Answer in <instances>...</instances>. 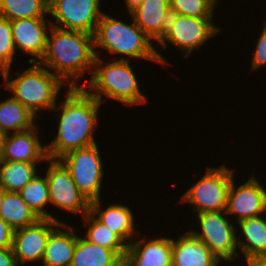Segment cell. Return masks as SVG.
Segmentation results:
<instances>
[{
    "label": "cell",
    "instance_id": "obj_1",
    "mask_svg": "<svg viewBox=\"0 0 266 266\" xmlns=\"http://www.w3.org/2000/svg\"><path fill=\"white\" fill-rule=\"evenodd\" d=\"M63 101L52 109L58 112L55 138L46 144L48 159L58 160L66 153L96 144L95 129L99 124L101 102L83 87L66 88ZM59 105V106H57Z\"/></svg>",
    "mask_w": 266,
    "mask_h": 266
},
{
    "label": "cell",
    "instance_id": "obj_2",
    "mask_svg": "<svg viewBox=\"0 0 266 266\" xmlns=\"http://www.w3.org/2000/svg\"><path fill=\"white\" fill-rule=\"evenodd\" d=\"M95 58L92 34L51 26L46 52L39 63L72 88L80 87L77 81L84 74L92 75Z\"/></svg>",
    "mask_w": 266,
    "mask_h": 266
},
{
    "label": "cell",
    "instance_id": "obj_3",
    "mask_svg": "<svg viewBox=\"0 0 266 266\" xmlns=\"http://www.w3.org/2000/svg\"><path fill=\"white\" fill-rule=\"evenodd\" d=\"M130 16L132 23L127 24L104 12L93 35L96 57H99L104 49L117 57L121 56L120 58L116 57V60H130L128 58L136 60L138 58L139 60L142 58L160 63L164 68L168 61L158 52L153 41L138 27L131 14ZM96 48L101 50L96 51Z\"/></svg>",
    "mask_w": 266,
    "mask_h": 266
},
{
    "label": "cell",
    "instance_id": "obj_4",
    "mask_svg": "<svg viewBox=\"0 0 266 266\" xmlns=\"http://www.w3.org/2000/svg\"><path fill=\"white\" fill-rule=\"evenodd\" d=\"M105 62L100 56L96 57L91 78L85 80L88 82L80 84V87L101 103L109 98L122 103L125 107H132L148 101V97L142 93L130 60L114 59Z\"/></svg>",
    "mask_w": 266,
    "mask_h": 266
},
{
    "label": "cell",
    "instance_id": "obj_5",
    "mask_svg": "<svg viewBox=\"0 0 266 266\" xmlns=\"http://www.w3.org/2000/svg\"><path fill=\"white\" fill-rule=\"evenodd\" d=\"M29 68L17 73L13 77L11 68L3 70L0 75L4 77V89L13 92L11 95L21 102L37 118L40 110L52 109L59 100V93L67 86L58 76L51 73L39 62L29 63Z\"/></svg>",
    "mask_w": 266,
    "mask_h": 266
},
{
    "label": "cell",
    "instance_id": "obj_6",
    "mask_svg": "<svg viewBox=\"0 0 266 266\" xmlns=\"http://www.w3.org/2000/svg\"><path fill=\"white\" fill-rule=\"evenodd\" d=\"M235 169L222 164L206 167L205 174L180 196L182 203H191L194 212L226 211L228 192Z\"/></svg>",
    "mask_w": 266,
    "mask_h": 266
},
{
    "label": "cell",
    "instance_id": "obj_7",
    "mask_svg": "<svg viewBox=\"0 0 266 266\" xmlns=\"http://www.w3.org/2000/svg\"><path fill=\"white\" fill-rule=\"evenodd\" d=\"M196 217L200 231L189 230L206 244L221 262L231 263L238 259V256L242 257L237 247V222L235 225L230 222L226 211L197 213Z\"/></svg>",
    "mask_w": 266,
    "mask_h": 266
},
{
    "label": "cell",
    "instance_id": "obj_8",
    "mask_svg": "<svg viewBox=\"0 0 266 266\" xmlns=\"http://www.w3.org/2000/svg\"><path fill=\"white\" fill-rule=\"evenodd\" d=\"M99 144L70 151L58 160L70 172L80 192L91 203L101 199L103 168Z\"/></svg>",
    "mask_w": 266,
    "mask_h": 266
},
{
    "label": "cell",
    "instance_id": "obj_9",
    "mask_svg": "<svg viewBox=\"0 0 266 266\" xmlns=\"http://www.w3.org/2000/svg\"><path fill=\"white\" fill-rule=\"evenodd\" d=\"M213 18H193L171 14L165 35L156 47L167 48L169 42L183 51V57H189L193 51L206 44V41L221 32Z\"/></svg>",
    "mask_w": 266,
    "mask_h": 266
},
{
    "label": "cell",
    "instance_id": "obj_10",
    "mask_svg": "<svg viewBox=\"0 0 266 266\" xmlns=\"http://www.w3.org/2000/svg\"><path fill=\"white\" fill-rule=\"evenodd\" d=\"M101 0H49L48 14L51 25L57 28L94 35L104 14Z\"/></svg>",
    "mask_w": 266,
    "mask_h": 266
},
{
    "label": "cell",
    "instance_id": "obj_11",
    "mask_svg": "<svg viewBox=\"0 0 266 266\" xmlns=\"http://www.w3.org/2000/svg\"><path fill=\"white\" fill-rule=\"evenodd\" d=\"M46 171L50 204L83 217L90 212V202L76 186L70 172L59 160L48 159Z\"/></svg>",
    "mask_w": 266,
    "mask_h": 266
},
{
    "label": "cell",
    "instance_id": "obj_12",
    "mask_svg": "<svg viewBox=\"0 0 266 266\" xmlns=\"http://www.w3.org/2000/svg\"><path fill=\"white\" fill-rule=\"evenodd\" d=\"M62 222L39 219L36 223L14 230L12 250L18 266L41 262L50 234Z\"/></svg>",
    "mask_w": 266,
    "mask_h": 266
},
{
    "label": "cell",
    "instance_id": "obj_13",
    "mask_svg": "<svg viewBox=\"0 0 266 266\" xmlns=\"http://www.w3.org/2000/svg\"><path fill=\"white\" fill-rule=\"evenodd\" d=\"M253 175L243 184L232 179L227 199L226 214L234 215L237 222L266 214V188Z\"/></svg>",
    "mask_w": 266,
    "mask_h": 266
},
{
    "label": "cell",
    "instance_id": "obj_14",
    "mask_svg": "<svg viewBox=\"0 0 266 266\" xmlns=\"http://www.w3.org/2000/svg\"><path fill=\"white\" fill-rule=\"evenodd\" d=\"M10 23L16 52L18 49L32 55L28 63L40 62L46 52L47 36L52 26L49 18L16 19Z\"/></svg>",
    "mask_w": 266,
    "mask_h": 266
},
{
    "label": "cell",
    "instance_id": "obj_15",
    "mask_svg": "<svg viewBox=\"0 0 266 266\" xmlns=\"http://www.w3.org/2000/svg\"><path fill=\"white\" fill-rule=\"evenodd\" d=\"M135 237L127 246L125 261L130 266H172V239ZM148 239V240H147ZM138 240V241H137Z\"/></svg>",
    "mask_w": 266,
    "mask_h": 266
},
{
    "label": "cell",
    "instance_id": "obj_16",
    "mask_svg": "<svg viewBox=\"0 0 266 266\" xmlns=\"http://www.w3.org/2000/svg\"><path fill=\"white\" fill-rule=\"evenodd\" d=\"M37 124L28 130L7 135L0 160L41 163L48 160L46 145L41 143Z\"/></svg>",
    "mask_w": 266,
    "mask_h": 266
},
{
    "label": "cell",
    "instance_id": "obj_17",
    "mask_svg": "<svg viewBox=\"0 0 266 266\" xmlns=\"http://www.w3.org/2000/svg\"><path fill=\"white\" fill-rule=\"evenodd\" d=\"M172 238V266H219L222 264L211 250L191 231Z\"/></svg>",
    "mask_w": 266,
    "mask_h": 266
},
{
    "label": "cell",
    "instance_id": "obj_18",
    "mask_svg": "<svg viewBox=\"0 0 266 266\" xmlns=\"http://www.w3.org/2000/svg\"><path fill=\"white\" fill-rule=\"evenodd\" d=\"M102 199L90 203V213L102 224L117 233L128 245L139 235L131 208L127 205L111 204L102 209ZM136 225V228L134 227Z\"/></svg>",
    "mask_w": 266,
    "mask_h": 266
},
{
    "label": "cell",
    "instance_id": "obj_19",
    "mask_svg": "<svg viewBox=\"0 0 266 266\" xmlns=\"http://www.w3.org/2000/svg\"><path fill=\"white\" fill-rule=\"evenodd\" d=\"M138 27L155 43L165 35L171 15L169 0H145L130 13Z\"/></svg>",
    "mask_w": 266,
    "mask_h": 266
},
{
    "label": "cell",
    "instance_id": "obj_20",
    "mask_svg": "<svg viewBox=\"0 0 266 266\" xmlns=\"http://www.w3.org/2000/svg\"><path fill=\"white\" fill-rule=\"evenodd\" d=\"M73 230L74 226L63 222L50 234L41 260L43 266L71 265L77 242V234Z\"/></svg>",
    "mask_w": 266,
    "mask_h": 266
},
{
    "label": "cell",
    "instance_id": "obj_21",
    "mask_svg": "<svg viewBox=\"0 0 266 266\" xmlns=\"http://www.w3.org/2000/svg\"><path fill=\"white\" fill-rule=\"evenodd\" d=\"M264 215L243 219L238 222L239 225L236 224L239 226L237 230L240 229L238 230L240 233H237L239 255L243 254L245 259L266 256V217Z\"/></svg>",
    "mask_w": 266,
    "mask_h": 266
},
{
    "label": "cell",
    "instance_id": "obj_22",
    "mask_svg": "<svg viewBox=\"0 0 266 266\" xmlns=\"http://www.w3.org/2000/svg\"><path fill=\"white\" fill-rule=\"evenodd\" d=\"M122 262L123 259L115 251L78 235L70 266H120Z\"/></svg>",
    "mask_w": 266,
    "mask_h": 266
},
{
    "label": "cell",
    "instance_id": "obj_23",
    "mask_svg": "<svg viewBox=\"0 0 266 266\" xmlns=\"http://www.w3.org/2000/svg\"><path fill=\"white\" fill-rule=\"evenodd\" d=\"M37 117L12 95L0 102V127L7 133H16L33 128Z\"/></svg>",
    "mask_w": 266,
    "mask_h": 266
},
{
    "label": "cell",
    "instance_id": "obj_24",
    "mask_svg": "<svg viewBox=\"0 0 266 266\" xmlns=\"http://www.w3.org/2000/svg\"><path fill=\"white\" fill-rule=\"evenodd\" d=\"M0 216L13 230L32 225L40 219L18 192L6 191L0 206Z\"/></svg>",
    "mask_w": 266,
    "mask_h": 266
},
{
    "label": "cell",
    "instance_id": "obj_25",
    "mask_svg": "<svg viewBox=\"0 0 266 266\" xmlns=\"http://www.w3.org/2000/svg\"><path fill=\"white\" fill-rule=\"evenodd\" d=\"M82 223L88 225L83 237L91 243L115 251L125 259L128 244L109 227L99 222L90 212L82 217Z\"/></svg>",
    "mask_w": 266,
    "mask_h": 266
},
{
    "label": "cell",
    "instance_id": "obj_26",
    "mask_svg": "<svg viewBox=\"0 0 266 266\" xmlns=\"http://www.w3.org/2000/svg\"><path fill=\"white\" fill-rule=\"evenodd\" d=\"M38 163L0 160V186L6 192H19L37 174Z\"/></svg>",
    "mask_w": 266,
    "mask_h": 266
},
{
    "label": "cell",
    "instance_id": "obj_27",
    "mask_svg": "<svg viewBox=\"0 0 266 266\" xmlns=\"http://www.w3.org/2000/svg\"><path fill=\"white\" fill-rule=\"evenodd\" d=\"M18 193L40 219H53L63 223L61 219L54 217L46 211V206L50 205L49 186L46 175L41 177L40 174H37Z\"/></svg>",
    "mask_w": 266,
    "mask_h": 266
},
{
    "label": "cell",
    "instance_id": "obj_28",
    "mask_svg": "<svg viewBox=\"0 0 266 266\" xmlns=\"http://www.w3.org/2000/svg\"><path fill=\"white\" fill-rule=\"evenodd\" d=\"M49 0H0V17L10 21L47 18Z\"/></svg>",
    "mask_w": 266,
    "mask_h": 266
},
{
    "label": "cell",
    "instance_id": "obj_29",
    "mask_svg": "<svg viewBox=\"0 0 266 266\" xmlns=\"http://www.w3.org/2000/svg\"><path fill=\"white\" fill-rule=\"evenodd\" d=\"M220 0H169L171 14L193 18H213ZM216 5V6H215Z\"/></svg>",
    "mask_w": 266,
    "mask_h": 266
},
{
    "label": "cell",
    "instance_id": "obj_30",
    "mask_svg": "<svg viewBox=\"0 0 266 266\" xmlns=\"http://www.w3.org/2000/svg\"><path fill=\"white\" fill-rule=\"evenodd\" d=\"M16 47L12 36L10 20L0 17V73L12 68Z\"/></svg>",
    "mask_w": 266,
    "mask_h": 266
},
{
    "label": "cell",
    "instance_id": "obj_31",
    "mask_svg": "<svg viewBox=\"0 0 266 266\" xmlns=\"http://www.w3.org/2000/svg\"><path fill=\"white\" fill-rule=\"evenodd\" d=\"M264 27L260 32V37L258 38V42L256 44V49L254 50L252 62L250 66V71H255L261 66H265L266 64V21L263 23Z\"/></svg>",
    "mask_w": 266,
    "mask_h": 266
},
{
    "label": "cell",
    "instance_id": "obj_32",
    "mask_svg": "<svg viewBox=\"0 0 266 266\" xmlns=\"http://www.w3.org/2000/svg\"><path fill=\"white\" fill-rule=\"evenodd\" d=\"M14 230L0 216V249L12 247Z\"/></svg>",
    "mask_w": 266,
    "mask_h": 266
},
{
    "label": "cell",
    "instance_id": "obj_33",
    "mask_svg": "<svg viewBox=\"0 0 266 266\" xmlns=\"http://www.w3.org/2000/svg\"><path fill=\"white\" fill-rule=\"evenodd\" d=\"M0 266H18L12 247L0 249Z\"/></svg>",
    "mask_w": 266,
    "mask_h": 266
},
{
    "label": "cell",
    "instance_id": "obj_34",
    "mask_svg": "<svg viewBox=\"0 0 266 266\" xmlns=\"http://www.w3.org/2000/svg\"><path fill=\"white\" fill-rule=\"evenodd\" d=\"M246 266H266V256H255L248 259H245ZM240 266H245L244 264Z\"/></svg>",
    "mask_w": 266,
    "mask_h": 266
},
{
    "label": "cell",
    "instance_id": "obj_35",
    "mask_svg": "<svg viewBox=\"0 0 266 266\" xmlns=\"http://www.w3.org/2000/svg\"><path fill=\"white\" fill-rule=\"evenodd\" d=\"M125 1V7L128 11V15L135 10L138 6H140L145 0H124Z\"/></svg>",
    "mask_w": 266,
    "mask_h": 266
},
{
    "label": "cell",
    "instance_id": "obj_36",
    "mask_svg": "<svg viewBox=\"0 0 266 266\" xmlns=\"http://www.w3.org/2000/svg\"><path fill=\"white\" fill-rule=\"evenodd\" d=\"M7 135L8 134L0 127V156L2 154Z\"/></svg>",
    "mask_w": 266,
    "mask_h": 266
},
{
    "label": "cell",
    "instance_id": "obj_37",
    "mask_svg": "<svg viewBox=\"0 0 266 266\" xmlns=\"http://www.w3.org/2000/svg\"><path fill=\"white\" fill-rule=\"evenodd\" d=\"M5 193V190L0 186V206L3 203V195Z\"/></svg>",
    "mask_w": 266,
    "mask_h": 266
},
{
    "label": "cell",
    "instance_id": "obj_38",
    "mask_svg": "<svg viewBox=\"0 0 266 266\" xmlns=\"http://www.w3.org/2000/svg\"><path fill=\"white\" fill-rule=\"evenodd\" d=\"M120 266H130V265L125 260H123Z\"/></svg>",
    "mask_w": 266,
    "mask_h": 266
}]
</instances>
